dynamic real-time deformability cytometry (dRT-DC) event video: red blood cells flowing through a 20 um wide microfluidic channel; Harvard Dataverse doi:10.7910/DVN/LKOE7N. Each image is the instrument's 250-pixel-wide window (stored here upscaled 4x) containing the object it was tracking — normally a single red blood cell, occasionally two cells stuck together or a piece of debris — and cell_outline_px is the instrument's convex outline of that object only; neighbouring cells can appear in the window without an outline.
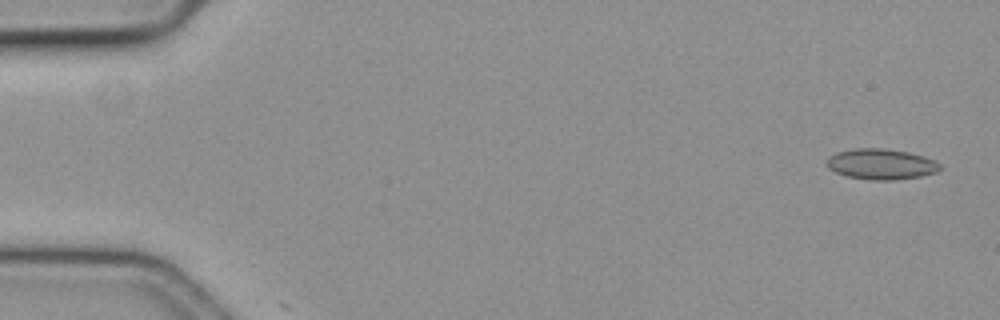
{"species": "common noctule bat (a hibernating species)", "species_latin": "Nyctalus noctula", "temperature_condition": "cold", "stored_images_in_passage": 2, "camera_frame_rate_fps": 3000, "um_per_image_px": 0.085, "animal": {"sex": "female", "body_mass_g": 19.3, "forearm_length_mm": 54.1}, "frame": {"image": 1, "passage_image": 1, "time_ms": 0.0, "image_size_px": [1000, 320], "cell_outline_px": [[940, 168], [936, 172], [920, 176], [892, 180], [872, 180], [848, 176], [836, 172], [828, 168], [824, 164], [828, 156], [836, 152], [856, 148], [884, 148], [908, 152], [924, 156], [936, 160], [940, 164]], "centroid_in_image_um": [74.86, 13.94], "position_along_channel_um": 10.1, "area_um2": 20.29}}